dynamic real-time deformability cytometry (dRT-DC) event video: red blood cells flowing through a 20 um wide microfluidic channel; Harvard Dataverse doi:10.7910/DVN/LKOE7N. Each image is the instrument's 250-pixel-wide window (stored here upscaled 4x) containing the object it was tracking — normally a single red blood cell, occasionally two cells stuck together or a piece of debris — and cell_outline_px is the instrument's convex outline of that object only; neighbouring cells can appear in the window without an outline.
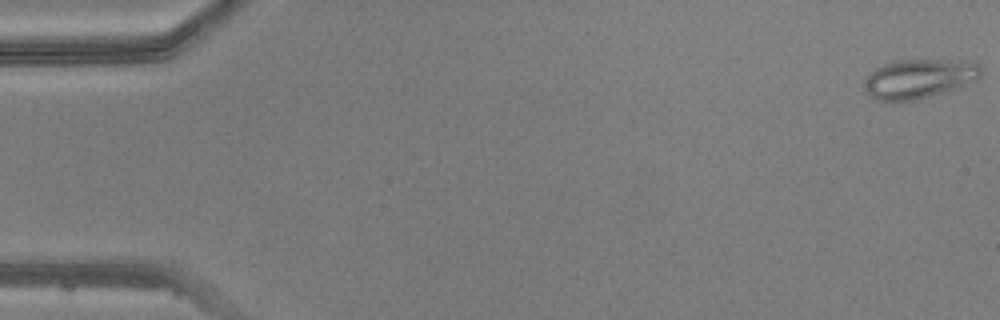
{"species": "common noctule bat (a hibernating species)", "species_latin": "Nyctalus noctula", "temperature_condition": "warm", "stored_images_in_passage": 44, "camera_frame_rate_fps": 3000, "um_per_image_px": 0.085, "animal": {"sex": "male", "body_mass_g": 20.5, "forearm_length_mm": 52.5}, "frame": {"image": 1, "passage_image": 1, "time_ms": 0.0, "image_size_px": [1000, 320], "cell_outline_px": [[980, 76], [976, 80], [928, 96], [912, 100], [892, 104], [876, 100], [864, 88], [864, 84], [868, 76], [876, 68], [884, 64], [900, 60], [968, 60], [980, 64]], "centroid_in_image_um": [78.08, 6.69], "position_along_channel_um": 6.9, "area_um2": 26.47}}
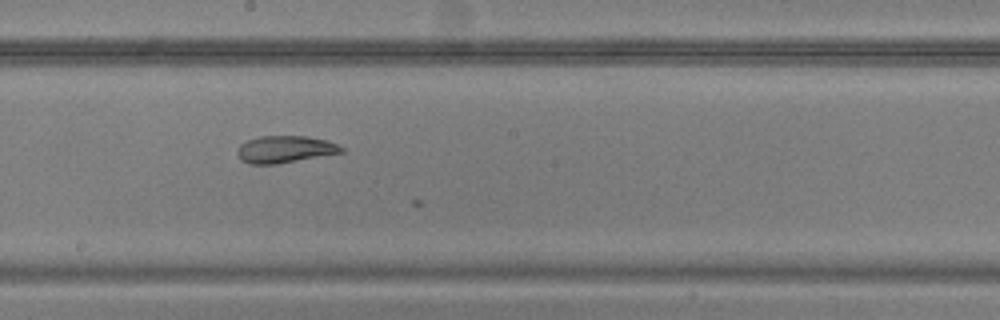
{"frame": {"image": 2, "passage_image": 28, "time_ms": 9.0, "image_size_px": [1000, 320], "cell_outline_px": [[344, 152], [276, 164], [248, 164], [240, 160], [236, 152], [240, 144], [248, 140], [260, 136], [304, 136], [328, 140], [344, 148]], "centroid_in_image_um": [24.19, 12.69], "position_along_channel_um": 224.0, "area_um2": 16.42}}
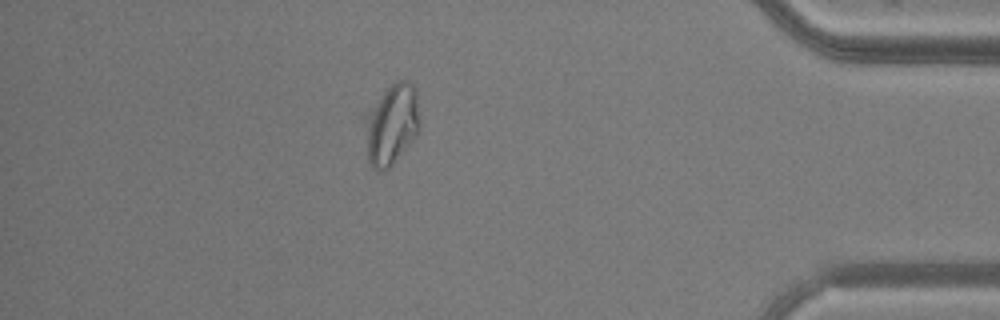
{"frame": {"image": 3, "passage_image": 44, "time_ms": 14.333, "image_size_px": [1000, 320], "cell_outline_px": [[420, 132], [392, 164], [388, 168], [380, 172], [372, 168], [368, 160], [360, 116], [396, 80], [408, 80], [416, 88], [420, 120]], "centroid_in_image_um": [33.23, 10.57], "position_along_channel_um": 402.0, "area_um2": 26.82}}